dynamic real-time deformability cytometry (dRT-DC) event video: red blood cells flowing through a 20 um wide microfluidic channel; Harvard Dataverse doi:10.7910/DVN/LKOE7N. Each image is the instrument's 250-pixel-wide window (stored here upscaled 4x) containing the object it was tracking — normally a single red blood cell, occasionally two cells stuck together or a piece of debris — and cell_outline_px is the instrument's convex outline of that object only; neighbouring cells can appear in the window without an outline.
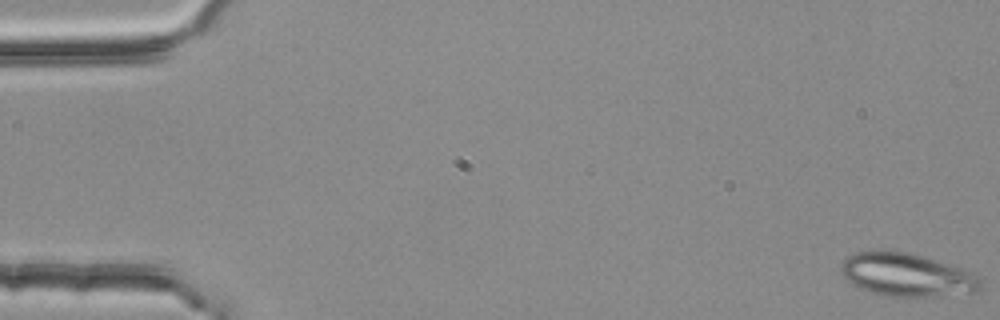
{"species": "common noctule bat (a hibernating species)", "species_latin": "Nyctalus noctula", "temperature_condition": "room temperature", "stored_images_in_passage": 3, "camera_frame_rate_fps": 3000, "um_per_image_px": 0.085, "animal": {"sex": "female", "body_mass_g": 25.1}, "frame": {"image": 1, "passage_image": 1, "time_ms": 0.0, "image_size_px": [1000, 320], "cell_outline_px": [[980, 292], [932, 296], [884, 296], [860, 288], [848, 280], [844, 276], [840, 268], [844, 260], [848, 256], [856, 252], [880, 248], [884, 248], [908, 252], [924, 256], [972, 272], [980, 280]], "centroid_in_image_um": [77.05, 23.33], "position_along_channel_um": 7.9, "area_um2": 35.26}}